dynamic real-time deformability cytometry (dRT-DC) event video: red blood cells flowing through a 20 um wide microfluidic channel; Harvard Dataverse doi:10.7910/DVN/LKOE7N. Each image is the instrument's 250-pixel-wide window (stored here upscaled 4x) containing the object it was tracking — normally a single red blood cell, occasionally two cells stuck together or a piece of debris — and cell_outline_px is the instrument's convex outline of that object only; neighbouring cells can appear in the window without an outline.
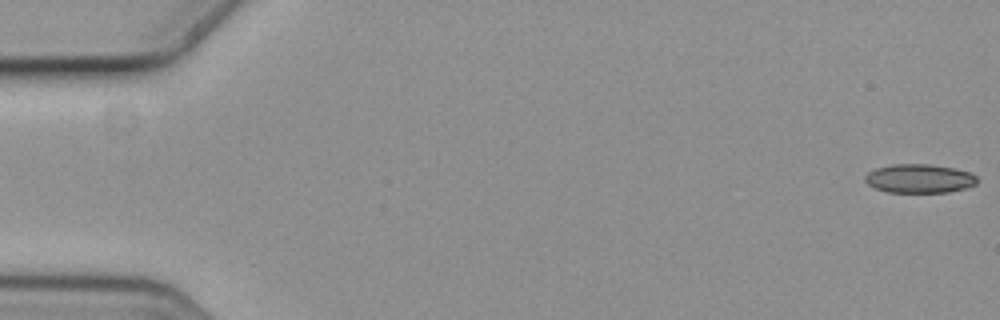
{"species": "common noctule bat (a hibernating species)", "species_latin": "Nyctalus noctula", "temperature_condition": "cold", "stored_images_in_passage": 6, "camera_frame_rate_fps": 3000, "um_per_image_px": 0.085, "animal": {"sex": "female", "body_mass_g": 19.3, "forearm_length_mm": 54.1}, "frame": {"image": 1, "passage_image": 1, "time_ms": 0.0, "image_size_px": [1000, 320], "cell_outline_px": [[976, 184], [964, 188], [948, 192], [888, 192], [876, 188], [868, 184], [864, 180], [864, 176], [868, 172], [876, 168], [892, 164], [928, 164], [956, 168], [968, 172], [976, 176]], "centroid_in_image_um": [78.12, 15.17], "position_along_channel_um": 6.9, "area_um2": 18.73}}
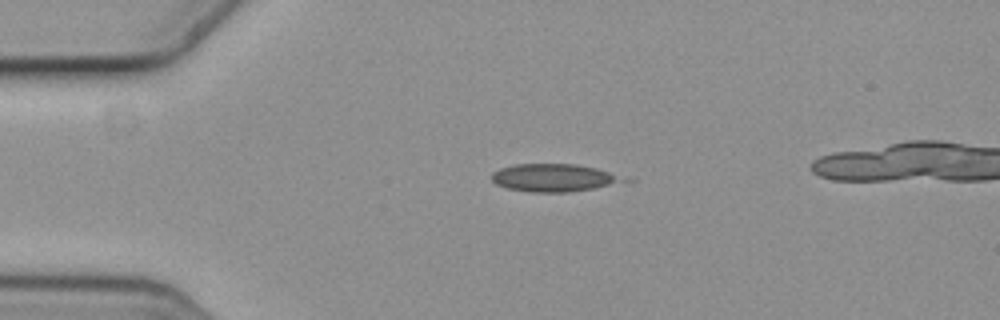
{"frame": {"image": 2, "passage_image": 4, "time_ms": 1.0, "image_size_px": [1000, 320], "cell_outline_px": [[616, 176], [612, 180], [604, 184], [592, 188], [568, 192], [528, 192], [508, 188], [496, 184], [492, 180], [492, 172], [500, 168], [516, 164], [576, 164], [596, 168], [608, 172]], "centroid_in_image_um": [46.79, 15.09], "position_along_channel_um": 38.2, "area_um2": 20.17}}